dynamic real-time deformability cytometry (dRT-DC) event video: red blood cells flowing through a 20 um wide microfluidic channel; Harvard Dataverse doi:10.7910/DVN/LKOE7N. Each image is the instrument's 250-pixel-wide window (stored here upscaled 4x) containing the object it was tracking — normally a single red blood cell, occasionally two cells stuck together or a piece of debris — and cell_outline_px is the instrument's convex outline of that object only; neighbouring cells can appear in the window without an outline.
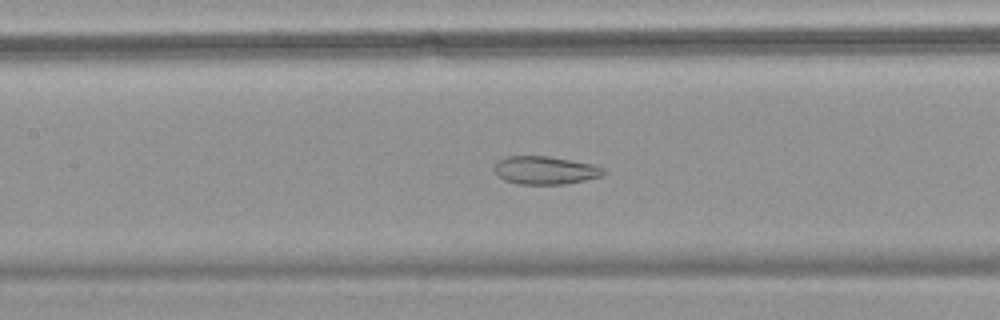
{"species": "common noctule bat (a hibernating species)", "species_latin": "Nyctalus noctula", "temperature_condition": "warm", "stored_images_in_passage": 58, "camera_frame_rate_fps": 3000, "um_per_image_px": 0.085, "animal": {"sex": "female", "body_mass_g": 18.4}, "frame": {"image": 1, "passage_image": 28, "time_ms": 9.0, "image_size_px": [1000, 320], "cell_outline_px": [[608, 172], [604, 176], [564, 184], [516, 184], [504, 180], [496, 176], [492, 168], [496, 160], [504, 156], [548, 156], [596, 164], [604, 168]], "centroid_in_image_um": [46.32, 14.46], "position_along_channel_um": 161.1, "area_um2": 18.44}}
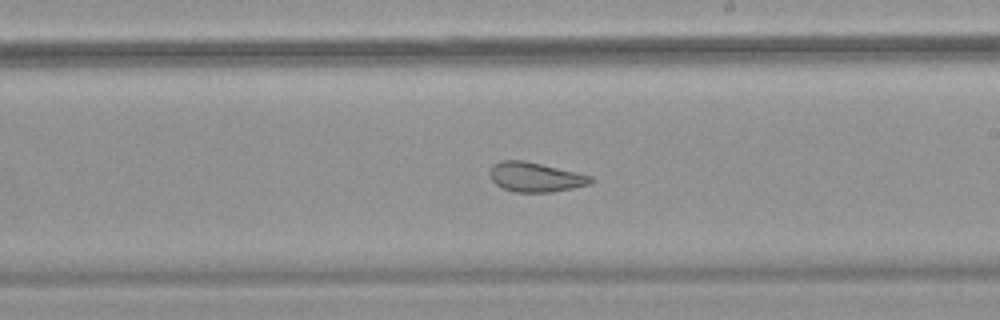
{"frame": {"image": 2, "passage_image": 35, "time_ms": 11.333, "image_size_px": [1000, 320], "cell_outline_px": [[592, 180], [588, 184], [572, 188], [552, 192], [516, 192], [504, 188], [496, 184], [488, 176], [488, 172], [492, 164], [500, 160], [524, 160], [576, 172], [592, 176]], "centroid_in_image_um": [45.44, 15.04], "position_along_channel_um": 243.6, "area_um2": 17.34}}
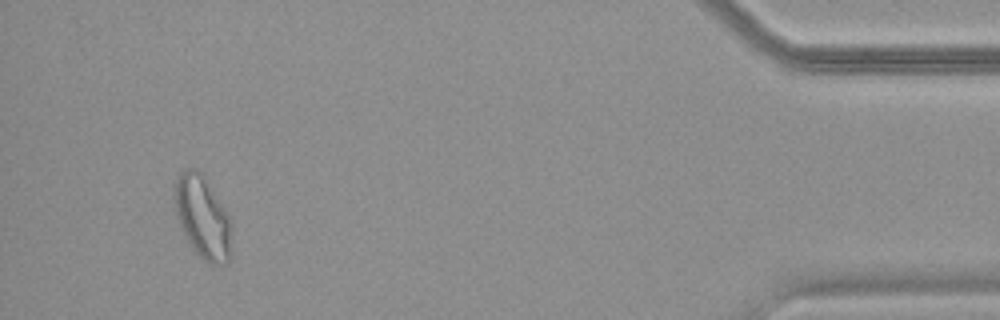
{"frame": {"image": 3, "passage_image": 55, "time_ms": 18.0, "image_size_px": [1000, 320], "cell_outline_px": [[232, 260], [228, 264], [208, 264], [192, 248], [180, 224], [176, 212], [172, 196], [176, 180], [180, 172], [184, 168], [196, 168], [208, 180], [228, 216], [232, 224]], "centroid_in_image_um": [17.25, 18.48], "position_along_channel_um": 418.0, "area_um2": 27.92}, "authors_computed_cell_mechanics": {"area_um2": 24.7673, "velocity_mm_per_s": 3.5524, "shape_relaxation_time_tau1_ms": null, "shape_relaxation_time_tau2_ms": 1.6066, "deformation_change_tau1": null, "deformation_change_tau2": 0.0872}}